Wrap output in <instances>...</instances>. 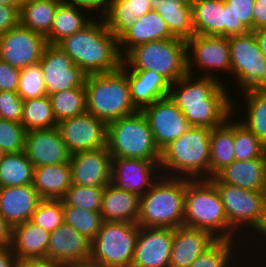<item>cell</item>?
Instances as JSON below:
<instances>
[{"instance_id":"obj_1","label":"cell","mask_w":266,"mask_h":267,"mask_svg":"<svg viewBox=\"0 0 266 267\" xmlns=\"http://www.w3.org/2000/svg\"><path fill=\"white\" fill-rule=\"evenodd\" d=\"M197 78V79H196ZM186 74L171 83L170 98L183 112L190 126L212 129L222 125L232 113V99L227 87L230 80ZM229 82H228V81ZM223 82H227L223 83Z\"/></svg>"},{"instance_id":"obj_2","label":"cell","mask_w":266,"mask_h":267,"mask_svg":"<svg viewBox=\"0 0 266 267\" xmlns=\"http://www.w3.org/2000/svg\"><path fill=\"white\" fill-rule=\"evenodd\" d=\"M56 45L87 75L113 72L123 64L118 39L110 33L99 16Z\"/></svg>"},{"instance_id":"obj_3","label":"cell","mask_w":266,"mask_h":267,"mask_svg":"<svg viewBox=\"0 0 266 267\" xmlns=\"http://www.w3.org/2000/svg\"><path fill=\"white\" fill-rule=\"evenodd\" d=\"M183 226L210 232L218 240H239L229 225L222 199L210 179H186Z\"/></svg>"},{"instance_id":"obj_4","label":"cell","mask_w":266,"mask_h":267,"mask_svg":"<svg viewBox=\"0 0 266 267\" xmlns=\"http://www.w3.org/2000/svg\"><path fill=\"white\" fill-rule=\"evenodd\" d=\"M210 131L191 126L161 150V175L186 179H209Z\"/></svg>"},{"instance_id":"obj_5","label":"cell","mask_w":266,"mask_h":267,"mask_svg":"<svg viewBox=\"0 0 266 267\" xmlns=\"http://www.w3.org/2000/svg\"><path fill=\"white\" fill-rule=\"evenodd\" d=\"M186 178L160 175L140 196L137 224L148 228L183 226Z\"/></svg>"},{"instance_id":"obj_6","label":"cell","mask_w":266,"mask_h":267,"mask_svg":"<svg viewBox=\"0 0 266 267\" xmlns=\"http://www.w3.org/2000/svg\"><path fill=\"white\" fill-rule=\"evenodd\" d=\"M86 112L109 123L121 117L136 113L130 98L127 68L87 75Z\"/></svg>"},{"instance_id":"obj_7","label":"cell","mask_w":266,"mask_h":267,"mask_svg":"<svg viewBox=\"0 0 266 267\" xmlns=\"http://www.w3.org/2000/svg\"><path fill=\"white\" fill-rule=\"evenodd\" d=\"M107 149L112 157L161 158V150L142 111L107 123Z\"/></svg>"},{"instance_id":"obj_8","label":"cell","mask_w":266,"mask_h":267,"mask_svg":"<svg viewBox=\"0 0 266 267\" xmlns=\"http://www.w3.org/2000/svg\"><path fill=\"white\" fill-rule=\"evenodd\" d=\"M122 65L133 71L153 70L174 83L188 73L186 41L175 37L140 44L123 57Z\"/></svg>"},{"instance_id":"obj_9","label":"cell","mask_w":266,"mask_h":267,"mask_svg":"<svg viewBox=\"0 0 266 267\" xmlns=\"http://www.w3.org/2000/svg\"><path fill=\"white\" fill-rule=\"evenodd\" d=\"M139 225L128 222H103L91 240L90 262L102 267H131Z\"/></svg>"},{"instance_id":"obj_10","label":"cell","mask_w":266,"mask_h":267,"mask_svg":"<svg viewBox=\"0 0 266 267\" xmlns=\"http://www.w3.org/2000/svg\"><path fill=\"white\" fill-rule=\"evenodd\" d=\"M229 53L233 82L239 93L251 89H266V58L253 31L229 36ZM238 82V83H237Z\"/></svg>"},{"instance_id":"obj_11","label":"cell","mask_w":266,"mask_h":267,"mask_svg":"<svg viewBox=\"0 0 266 267\" xmlns=\"http://www.w3.org/2000/svg\"><path fill=\"white\" fill-rule=\"evenodd\" d=\"M209 179L220 194L230 227L244 238V235L257 224L266 206L263 191L245 190L235 185H228L220 182L215 176Z\"/></svg>"},{"instance_id":"obj_12","label":"cell","mask_w":266,"mask_h":267,"mask_svg":"<svg viewBox=\"0 0 266 267\" xmlns=\"http://www.w3.org/2000/svg\"><path fill=\"white\" fill-rule=\"evenodd\" d=\"M186 57L188 74L194 76L197 73L196 71L198 73L202 72L198 76L210 77L219 82H221L220 74L222 71L224 72H222V75L225 73L231 75L227 37L194 34L186 40ZM217 72H220L219 76H217ZM215 73L216 75H214Z\"/></svg>"},{"instance_id":"obj_13","label":"cell","mask_w":266,"mask_h":267,"mask_svg":"<svg viewBox=\"0 0 266 267\" xmlns=\"http://www.w3.org/2000/svg\"><path fill=\"white\" fill-rule=\"evenodd\" d=\"M47 45L43 35L19 24L0 36V60L23 69L38 63Z\"/></svg>"},{"instance_id":"obj_14","label":"cell","mask_w":266,"mask_h":267,"mask_svg":"<svg viewBox=\"0 0 266 267\" xmlns=\"http://www.w3.org/2000/svg\"><path fill=\"white\" fill-rule=\"evenodd\" d=\"M42 67L47 95L85 87L87 74L56 44H48L39 61Z\"/></svg>"},{"instance_id":"obj_15","label":"cell","mask_w":266,"mask_h":267,"mask_svg":"<svg viewBox=\"0 0 266 267\" xmlns=\"http://www.w3.org/2000/svg\"><path fill=\"white\" fill-rule=\"evenodd\" d=\"M57 128L71 154L107 147V123L90 113L64 119Z\"/></svg>"},{"instance_id":"obj_16","label":"cell","mask_w":266,"mask_h":267,"mask_svg":"<svg viewBox=\"0 0 266 267\" xmlns=\"http://www.w3.org/2000/svg\"><path fill=\"white\" fill-rule=\"evenodd\" d=\"M141 111L149 123L160 150L191 127L183 112L176 106L170 96L154 101Z\"/></svg>"},{"instance_id":"obj_17","label":"cell","mask_w":266,"mask_h":267,"mask_svg":"<svg viewBox=\"0 0 266 267\" xmlns=\"http://www.w3.org/2000/svg\"><path fill=\"white\" fill-rule=\"evenodd\" d=\"M160 160L112 157L111 182L119 189L139 196L160 177Z\"/></svg>"},{"instance_id":"obj_18","label":"cell","mask_w":266,"mask_h":267,"mask_svg":"<svg viewBox=\"0 0 266 267\" xmlns=\"http://www.w3.org/2000/svg\"><path fill=\"white\" fill-rule=\"evenodd\" d=\"M72 184L105 187L111 182L112 156L107 147L71 154Z\"/></svg>"},{"instance_id":"obj_19","label":"cell","mask_w":266,"mask_h":267,"mask_svg":"<svg viewBox=\"0 0 266 267\" xmlns=\"http://www.w3.org/2000/svg\"><path fill=\"white\" fill-rule=\"evenodd\" d=\"M172 242V228L139 226L131 267H169Z\"/></svg>"},{"instance_id":"obj_20","label":"cell","mask_w":266,"mask_h":267,"mask_svg":"<svg viewBox=\"0 0 266 267\" xmlns=\"http://www.w3.org/2000/svg\"><path fill=\"white\" fill-rule=\"evenodd\" d=\"M24 152L34 167L67 163L71 159L57 127L27 131Z\"/></svg>"},{"instance_id":"obj_21","label":"cell","mask_w":266,"mask_h":267,"mask_svg":"<svg viewBox=\"0 0 266 267\" xmlns=\"http://www.w3.org/2000/svg\"><path fill=\"white\" fill-rule=\"evenodd\" d=\"M91 240L63 222L50 232L47 258L65 264L90 261Z\"/></svg>"},{"instance_id":"obj_22","label":"cell","mask_w":266,"mask_h":267,"mask_svg":"<svg viewBox=\"0 0 266 267\" xmlns=\"http://www.w3.org/2000/svg\"><path fill=\"white\" fill-rule=\"evenodd\" d=\"M218 239L210 232L185 226L173 229L169 267H189Z\"/></svg>"},{"instance_id":"obj_23","label":"cell","mask_w":266,"mask_h":267,"mask_svg":"<svg viewBox=\"0 0 266 267\" xmlns=\"http://www.w3.org/2000/svg\"><path fill=\"white\" fill-rule=\"evenodd\" d=\"M41 200L33 184L0 187V214L14 227L31 220Z\"/></svg>"},{"instance_id":"obj_24","label":"cell","mask_w":266,"mask_h":267,"mask_svg":"<svg viewBox=\"0 0 266 267\" xmlns=\"http://www.w3.org/2000/svg\"><path fill=\"white\" fill-rule=\"evenodd\" d=\"M131 102L138 111L169 96L171 82L153 70L127 69Z\"/></svg>"},{"instance_id":"obj_25","label":"cell","mask_w":266,"mask_h":267,"mask_svg":"<svg viewBox=\"0 0 266 267\" xmlns=\"http://www.w3.org/2000/svg\"><path fill=\"white\" fill-rule=\"evenodd\" d=\"M172 38L175 37L170 33L163 18L152 10L136 19L134 24L118 38L119 50L124 57L132 48L140 44Z\"/></svg>"},{"instance_id":"obj_26","label":"cell","mask_w":266,"mask_h":267,"mask_svg":"<svg viewBox=\"0 0 266 267\" xmlns=\"http://www.w3.org/2000/svg\"><path fill=\"white\" fill-rule=\"evenodd\" d=\"M140 196L119 189L112 182L104 187L100 214L104 222H128L137 224Z\"/></svg>"},{"instance_id":"obj_27","label":"cell","mask_w":266,"mask_h":267,"mask_svg":"<svg viewBox=\"0 0 266 267\" xmlns=\"http://www.w3.org/2000/svg\"><path fill=\"white\" fill-rule=\"evenodd\" d=\"M239 101L232 100V114L222 125L210 131V163L209 178L215 176L220 170L235 160L234 156V115L241 107ZM236 106H235V105ZM238 110H237V109ZM234 117V118H232ZM232 118V119H231Z\"/></svg>"},{"instance_id":"obj_28","label":"cell","mask_w":266,"mask_h":267,"mask_svg":"<svg viewBox=\"0 0 266 267\" xmlns=\"http://www.w3.org/2000/svg\"><path fill=\"white\" fill-rule=\"evenodd\" d=\"M215 177L222 183L245 190L264 191V158L234 160L220 170Z\"/></svg>"},{"instance_id":"obj_29","label":"cell","mask_w":266,"mask_h":267,"mask_svg":"<svg viewBox=\"0 0 266 267\" xmlns=\"http://www.w3.org/2000/svg\"><path fill=\"white\" fill-rule=\"evenodd\" d=\"M153 10V0H111L101 16L117 39L128 30L136 19Z\"/></svg>"},{"instance_id":"obj_30","label":"cell","mask_w":266,"mask_h":267,"mask_svg":"<svg viewBox=\"0 0 266 267\" xmlns=\"http://www.w3.org/2000/svg\"><path fill=\"white\" fill-rule=\"evenodd\" d=\"M50 232L31 220L13 227L12 251L19 259L46 257Z\"/></svg>"},{"instance_id":"obj_31","label":"cell","mask_w":266,"mask_h":267,"mask_svg":"<svg viewBox=\"0 0 266 267\" xmlns=\"http://www.w3.org/2000/svg\"><path fill=\"white\" fill-rule=\"evenodd\" d=\"M32 184L42 199H62L72 185L70 162L34 167Z\"/></svg>"},{"instance_id":"obj_32","label":"cell","mask_w":266,"mask_h":267,"mask_svg":"<svg viewBox=\"0 0 266 267\" xmlns=\"http://www.w3.org/2000/svg\"><path fill=\"white\" fill-rule=\"evenodd\" d=\"M192 17L194 34L225 37V0H195Z\"/></svg>"},{"instance_id":"obj_33","label":"cell","mask_w":266,"mask_h":267,"mask_svg":"<svg viewBox=\"0 0 266 267\" xmlns=\"http://www.w3.org/2000/svg\"><path fill=\"white\" fill-rule=\"evenodd\" d=\"M94 16L85 8L62 2L56 10L50 33L46 37L47 44H57L63 38L82 30Z\"/></svg>"},{"instance_id":"obj_34","label":"cell","mask_w":266,"mask_h":267,"mask_svg":"<svg viewBox=\"0 0 266 267\" xmlns=\"http://www.w3.org/2000/svg\"><path fill=\"white\" fill-rule=\"evenodd\" d=\"M153 10L160 14L174 37L186 41L194 35L192 6L180 0H153Z\"/></svg>"},{"instance_id":"obj_35","label":"cell","mask_w":266,"mask_h":267,"mask_svg":"<svg viewBox=\"0 0 266 267\" xmlns=\"http://www.w3.org/2000/svg\"><path fill=\"white\" fill-rule=\"evenodd\" d=\"M61 3L62 0H23L20 7V24L46 38Z\"/></svg>"},{"instance_id":"obj_36","label":"cell","mask_w":266,"mask_h":267,"mask_svg":"<svg viewBox=\"0 0 266 267\" xmlns=\"http://www.w3.org/2000/svg\"><path fill=\"white\" fill-rule=\"evenodd\" d=\"M244 111L238 120L266 146V89L242 91ZM245 115V116H244Z\"/></svg>"},{"instance_id":"obj_37","label":"cell","mask_w":266,"mask_h":267,"mask_svg":"<svg viewBox=\"0 0 266 267\" xmlns=\"http://www.w3.org/2000/svg\"><path fill=\"white\" fill-rule=\"evenodd\" d=\"M34 165L25 152L7 153L0 162V187L33 183Z\"/></svg>"},{"instance_id":"obj_38","label":"cell","mask_w":266,"mask_h":267,"mask_svg":"<svg viewBox=\"0 0 266 267\" xmlns=\"http://www.w3.org/2000/svg\"><path fill=\"white\" fill-rule=\"evenodd\" d=\"M239 242L240 240H217L203 254L198 256L189 267H234L238 264L239 267H243L241 266L242 264L238 262L239 260L241 261L244 259L242 257L243 253L239 254L238 256L236 252L240 250V252H243L242 249H239L243 247L241 245L243 242ZM234 261H237L236 263L238 264H236Z\"/></svg>"},{"instance_id":"obj_39","label":"cell","mask_w":266,"mask_h":267,"mask_svg":"<svg viewBox=\"0 0 266 267\" xmlns=\"http://www.w3.org/2000/svg\"><path fill=\"white\" fill-rule=\"evenodd\" d=\"M21 123L26 131L57 127L49 96L23 100Z\"/></svg>"},{"instance_id":"obj_40","label":"cell","mask_w":266,"mask_h":267,"mask_svg":"<svg viewBox=\"0 0 266 267\" xmlns=\"http://www.w3.org/2000/svg\"><path fill=\"white\" fill-rule=\"evenodd\" d=\"M48 96L57 123L64 119L82 115L86 112L85 87L63 90Z\"/></svg>"},{"instance_id":"obj_41","label":"cell","mask_w":266,"mask_h":267,"mask_svg":"<svg viewBox=\"0 0 266 267\" xmlns=\"http://www.w3.org/2000/svg\"><path fill=\"white\" fill-rule=\"evenodd\" d=\"M64 222L92 240L97 236L104 221L100 212L64 205Z\"/></svg>"},{"instance_id":"obj_42","label":"cell","mask_w":266,"mask_h":267,"mask_svg":"<svg viewBox=\"0 0 266 267\" xmlns=\"http://www.w3.org/2000/svg\"><path fill=\"white\" fill-rule=\"evenodd\" d=\"M266 146L238 119L234 120V156L235 160L264 158Z\"/></svg>"},{"instance_id":"obj_43","label":"cell","mask_w":266,"mask_h":267,"mask_svg":"<svg viewBox=\"0 0 266 267\" xmlns=\"http://www.w3.org/2000/svg\"><path fill=\"white\" fill-rule=\"evenodd\" d=\"M104 187L71 185L62 198L63 205L100 212Z\"/></svg>"},{"instance_id":"obj_44","label":"cell","mask_w":266,"mask_h":267,"mask_svg":"<svg viewBox=\"0 0 266 267\" xmlns=\"http://www.w3.org/2000/svg\"><path fill=\"white\" fill-rule=\"evenodd\" d=\"M17 94L23 100L40 98L47 95L40 62L21 69Z\"/></svg>"},{"instance_id":"obj_45","label":"cell","mask_w":266,"mask_h":267,"mask_svg":"<svg viewBox=\"0 0 266 267\" xmlns=\"http://www.w3.org/2000/svg\"><path fill=\"white\" fill-rule=\"evenodd\" d=\"M31 221L48 232L54 231L64 222L62 199H42L32 214Z\"/></svg>"},{"instance_id":"obj_46","label":"cell","mask_w":266,"mask_h":267,"mask_svg":"<svg viewBox=\"0 0 266 267\" xmlns=\"http://www.w3.org/2000/svg\"><path fill=\"white\" fill-rule=\"evenodd\" d=\"M26 133L22 123L0 118V148L6 154L24 151Z\"/></svg>"},{"instance_id":"obj_47","label":"cell","mask_w":266,"mask_h":267,"mask_svg":"<svg viewBox=\"0 0 266 267\" xmlns=\"http://www.w3.org/2000/svg\"><path fill=\"white\" fill-rule=\"evenodd\" d=\"M23 99L17 92L0 91V118L21 123Z\"/></svg>"},{"instance_id":"obj_48","label":"cell","mask_w":266,"mask_h":267,"mask_svg":"<svg viewBox=\"0 0 266 267\" xmlns=\"http://www.w3.org/2000/svg\"><path fill=\"white\" fill-rule=\"evenodd\" d=\"M229 4L237 21L253 31V8L255 0H225Z\"/></svg>"},{"instance_id":"obj_49","label":"cell","mask_w":266,"mask_h":267,"mask_svg":"<svg viewBox=\"0 0 266 267\" xmlns=\"http://www.w3.org/2000/svg\"><path fill=\"white\" fill-rule=\"evenodd\" d=\"M21 69L0 60V91L17 92Z\"/></svg>"},{"instance_id":"obj_50","label":"cell","mask_w":266,"mask_h":267,"mask_svg":"<svg viewBox=\"0 0 266 267\" xmlns=\"http://www.w3.org/2000/svg\"><path fill=\"white\" fill-rule=\"evenodd\" d=\"M20 7L0 4V36L20 24Z\"/></svg>"},{"instance_id":"obj_51","label":"cell","mask_w":266,"mask_h":267,"mask_svg":"<svg viewBox=\"0 0 266 267\" xmlns=\"http://www.w3.org/2000/svg\"><path fill=\"white\" fill-rule=\"evenodd\" d=\"M249 32V30L237 21L229 4L225 1V37L242 35Z\"/></svg>"},{"instance_id":"obj_52","label":"cell","mask_w":266,"mask_h":267,"mask_svg":"<svg viewBox=\"0 0 266 267\" xmlns=\"http://www.w3.org/2000/svg\"><path fill=\"white\" fill-rule=\"evenodd\" d=\"M111 0H62L63 3L76 5L96 13L97 17H101L107 10ZM99 13V15H98Z\"/></svg>"},{"instance_id":"obj_53","label":"cell","mask_w":266,"mask_h":267,"mask_svg":"<svg viewBox=\"0 0 266 267\" xmlns=\"http://www.w3.org/2000/svg\"><path fill=\"white\" fill-rule=\"evenodd\" d=\"M17 267H67V264L46 257H34L19 259Z\"/></svg>"},{"instance_id":"obj_54","label":"cell","mask_w":266,"mask_h":267,"mask_svg":"<svg viewBox=\"0 0 266 267\" xmlns=\"http://www.w3.org/2000/svg\"><path fill=\"white\" fill-rule=\"evenodd\" d=\"M259 233V234H258ZM248 234V235H247ZM245 236L246 237H244V238H242V239H240L241 241H247V239H248V241H249V239H250V241L253 243V240L255 239V238H257L258 239V237H261V238H259V240L260 239H262V237L264 238V239H262V240H258L257 241V239H256V243H258L259 244V242H261V243H265L266 242V206H265V208H264V210H263V213H262V215L260 216V218H259V221L257 222V224L252 228V230L250 231V232H248ZM250 234H252V235H250ZM250 235V236H249ZM253 235H255V237H252ZM247 236H248V238H247ZM252 237V238H251ZM244 239V240H243ZM263 240H265V241H263ZM263 241V242H262Z\"/></svg>"},{"instance_id":"obj_55","label":"cell","mask_w":266,"mask_h":267,"mask_svg":"<svg viewBox=\"0 0 266 267\" xmlns=\"http://www.w3.org/2000/svg\"><path fill=\"white\" fill-rule=\"evenodd\" d=\"M13 227L0 214V248L11 247Z\"/></svg>"},{"instance_id":"obj_56","label":"cell","mask_w":266,"mask_h":267,"mask_svg":"<svg viewBox=\"0 0 266 267\" xmlns=\"http://www.w3.org/2000/svg\"><path fill=\"white\" fill-rule=\"evenodd\" d=\"M266 28V3H255L253 8V30Z\"/></svg>"},{"instance_id":"obj_57","label":"cell","mask_w":266,"mask_h":267,"mask_svg":"<svg viewBox=\"0 0 266 267\" xmlns=\"http://www.w3.org/2000/svg\"><path fill=\"white\" fill-rule=\"evenodd\" d=\"M17 261L11 247L0 248V267H17Z\"/></svg>"},{"instance_id":"obj_58","label":"cell","mask_w":266,"mask_h":267,"mask_svg":"<svg viewBox=\"0 0 266 267\" xmlns=\"http://www.w3.org/2000/svg\"><path fill=\"white\" fill-rule=\"evenodd\" d=\"M253 33L255 35L258 46L260 47V50L266 58V28L255 29L253 30Z\"/></svg>"},{"instance_id":"obj_59","label":"cell","mask_w":266,"mask_h":267,"mask_svg":"<svg viewBox=\"0 0 266 267\" xmlns=\"http://www.w3.org/2000/svg\"><path fill=\"white\" fill-rule=\"evenodd\" d=\"M67 267H102V266L88 261V262L67 264Z\"/></svg>"},{"instance_id":"obj_60","label":"cell","mask_w":266,"mask_h":267,"mask_svg":"<svg viewBox=\"0 0 266 267\" xmlns=\"http://www.w3.org/2000/svg\"><path fill=\"white\" fill-rule=\"evenodd\" d=\"M23 0H0V4L9 6H21Z\"/></svg>"},{"instance_id":"obj_61","label":"cell","mask_w":266,"mask_h":267,"mask_svg":"<svg viewBox=\"0 0 266 267\" xmlns=\"http://www.w3.org/2000/svg\"><path fill=\"white\" fill-rule=\"evenodd\" d=\"M263 157H264V177H265V187H264L263 193H264L265 198H266V149L264 151Z\"/></svg>"},{"instance_id":"obj_62","label":"cell","mask_w":266,"mask_h":267,"mask_svg":"<svg viewBox=\"0 0 266 267\" xmlns=\"http://www.w3.org/2000/svg\"><path fill=\"white\" fill-rule=\"evenodd\" d=\"M180 1H182V2L185 3V4H188V5L192 6V4H193V2H194L195 0H180Z\"/></svg>"},{"instance_id":"obj_63","label":"cell","mask_w":266,"mask_h":267,"mask_svg":"<svg viewBox=\"0 0 266 267\" xmlns=\"http://www.w3.org/2000/svg\"><path fill=\"white\" fill-rule=\"evenodd\" d=\"M6 153L0 148V162L3 160Z\"/></svg>"},{"instance_id":"obj_64","label":"cell","mask_w":266,"mask_h":267,"mask_svg":"<svg viewBox=\"0 0 266 267\" xmlns=\"http://www.w3.org/2000/svg\"><path fill=\"white\" fill-rule=\"evenodd\" d=\"M255 3H266V0H255Z\"/></svg>"}]
</instances>
